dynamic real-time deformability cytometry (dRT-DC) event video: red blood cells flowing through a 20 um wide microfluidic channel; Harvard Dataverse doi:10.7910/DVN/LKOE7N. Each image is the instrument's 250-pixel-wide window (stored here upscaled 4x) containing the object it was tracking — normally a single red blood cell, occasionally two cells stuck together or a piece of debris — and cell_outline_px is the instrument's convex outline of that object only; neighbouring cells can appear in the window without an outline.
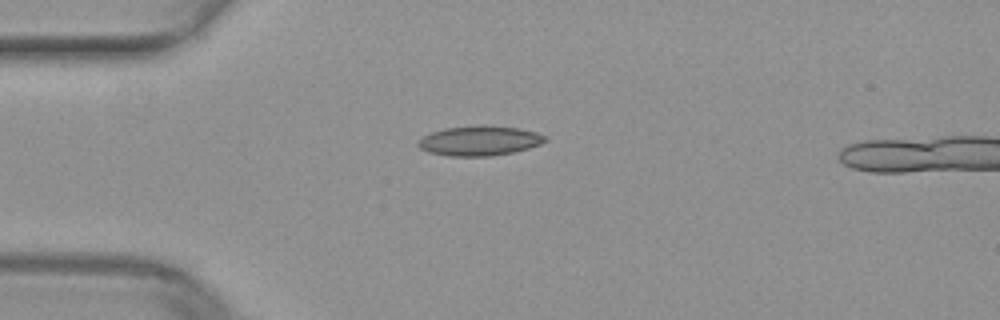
{"species": "common noctule bat (a hibernating species)", "species_latin": "Nyctalus noctula", "temperature_condition": "warm", "stored_images_in_passage": 7, "camera_frame_rate_fps": 3000, "um_per_image_px": 0.085, "animal": {"sex": "female", "body_mass_g": 29.2, "forearm_length_mm": 56.3}, "frame": {"image": 1, "passage_image": 1, "time_ms": 0.0, "image_size_px": [1000, 320], "cell_outline_px": [[548, 140], [540, 144], [528, 148], [512, 152], [492, 156], [448, 156], [428, 152], [420, 148], [416, 144], [424, 136], [432, 132], [444, 128], [484, 124], [516, 128], [536, 132], [548, 136]], "centroid_in_image_um": [40.77, 11.96], "position_along_channel_um": 44.2, "area_um2": 22.14}}
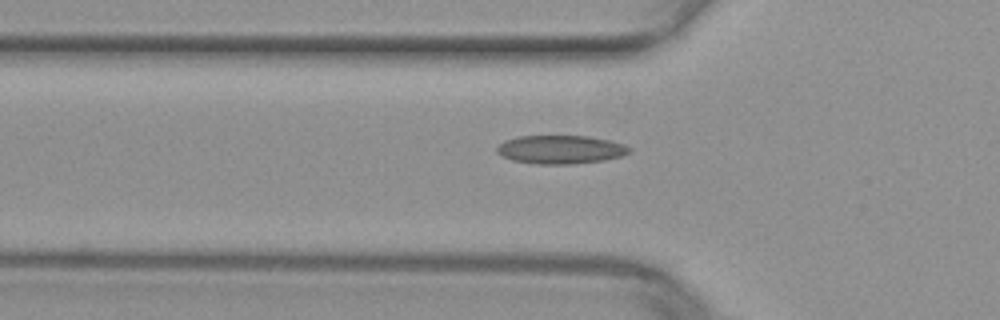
{"frame": {"image": 2, "passage_image": 5, "time_ms": 1.333, "image_size_px": [1000, 320], "cell_outline_px": [[632, 148], [628, 152], [620, 156], [604, 160], [572, 164], [536, 164], [512, 160], [496, 152], [496, 148], [504, 140], [520, 136], [588, 136], [612, 140], [624, 144]], "centroid_in_image_um": [47.65, 12.7], "position_along_channel_um": 78.1, "area_um2": 21.96}}